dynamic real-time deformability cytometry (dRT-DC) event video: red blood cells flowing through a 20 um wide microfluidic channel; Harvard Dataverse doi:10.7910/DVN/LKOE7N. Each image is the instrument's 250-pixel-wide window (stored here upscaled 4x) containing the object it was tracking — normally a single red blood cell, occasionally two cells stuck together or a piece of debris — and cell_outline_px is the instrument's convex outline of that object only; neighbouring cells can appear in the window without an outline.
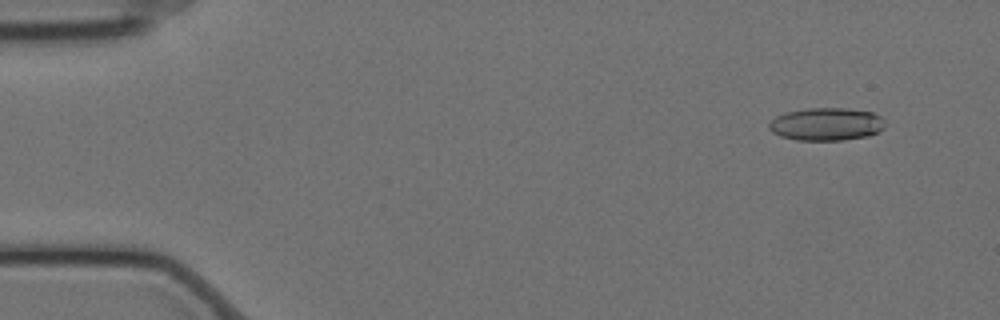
{"species": "Egyptian fruit bat (a non-hibernating species)", "species_latin": "Rousettus aegyptiacus", "temperature_condition": "cold", "stored_images_in_passage": 16, "camera_frame_rate_fps": 3000, "um_per_image_px": 0.085, "animal": {"sex": "female"}, "frame": {"image": 1, "passage_image": 5, "time_ms": 1.333, "image_size_px": [1000, 320], "cell_outline_px": [[884, 128], [868, 136], [844, 140], [796, 140], [780, 136], [772, 132], [768, 128], [768, 124], [776, 116], [784, 112], [808, 108], [848, 108], [872, 112], [880, 116], [884, 120]], "centroid_in_image_um": [70.22, 10.55], "position_along_channel_um": 14.8, "area_um2": 22.31}}